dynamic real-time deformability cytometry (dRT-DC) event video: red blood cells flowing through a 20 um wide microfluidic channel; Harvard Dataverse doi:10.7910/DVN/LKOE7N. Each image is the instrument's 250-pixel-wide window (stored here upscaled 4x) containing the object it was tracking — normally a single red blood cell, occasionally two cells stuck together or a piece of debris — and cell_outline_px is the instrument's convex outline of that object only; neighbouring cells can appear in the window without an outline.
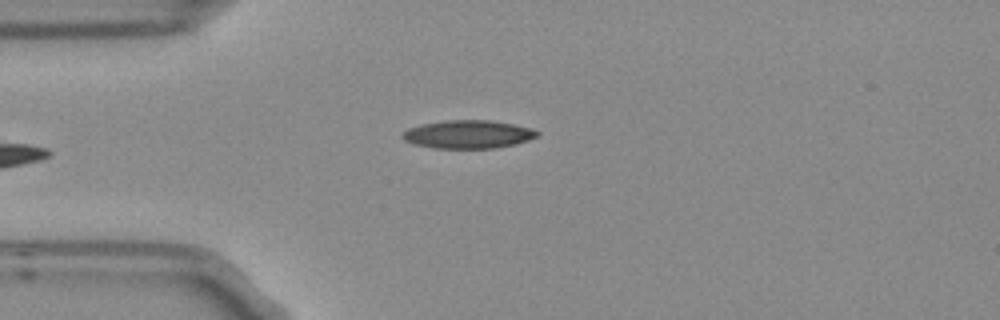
{"species": "Egyptian fruit bat (a non-hibernating species)", "species_latin": "Rousettus aegyptiacus", "temperature_condition": "room temperature", "stored_images_in_passage": 6, "camera_frame_rate_fps": 3000, "um_per_image_px": 0.085, "frame": {"image": 1, "passage_image": 5, "time_ms": 1.333, "image_size_px": [1000, 320], "cell_outline_px": [[540, 132], [536, 136], [528, 140], [516, 144], [492, 148], [436, 148], [416, 144], [404, 140], [400, 136], [408, 128], [424, 124], [444, 120], [488, 120], [512, 124], [528, 128]], "centroid_in_image_um": [39.77, 11.41], "position_along_channel_um": 45.2, "area_um2": 21.79}}